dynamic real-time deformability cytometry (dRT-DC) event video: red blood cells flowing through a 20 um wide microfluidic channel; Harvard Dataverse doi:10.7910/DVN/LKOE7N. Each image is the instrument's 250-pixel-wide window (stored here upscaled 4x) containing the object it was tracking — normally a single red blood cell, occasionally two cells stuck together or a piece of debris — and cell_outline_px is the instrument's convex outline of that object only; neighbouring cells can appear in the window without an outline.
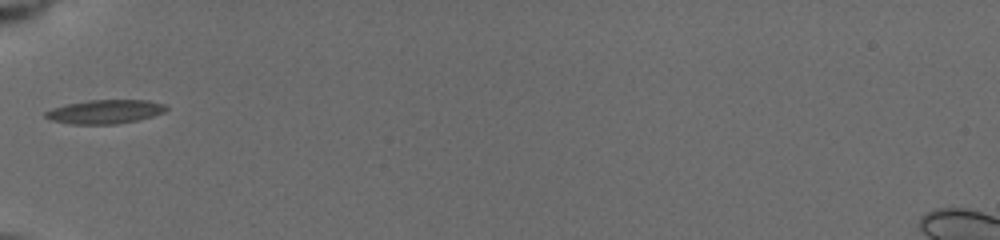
{"species": "common noctule bat (a hibernating species)", "species_latin": "Nyctalus noctula", "temperature_condition": "cold", "stored_images_in_passage": 31, "camera_frame_rate_fps": 3000, "um_per_image_px": 0.085, "animal": {"sex": "female", "body_mass_g": 19.5, "forearm_length_mm": 54.1}, "frame": {"image": 1, "passage_image": 1, "time_ms": 0.0, "image_size_px": [1000, 240], "cell_outline_px": [[168, 108], [164, 112], [152, 116], [136, 120], [116, 124], [72, 124], [52, 120], [44, 116], [44, 112], [52, 108], [68, 104], [88, 100], [148, 100], [164, 104]], "centroid_in_image_um": [8.92, 9.49], "position_along_channel_um": 76.1, "area_um2": 16.65}}
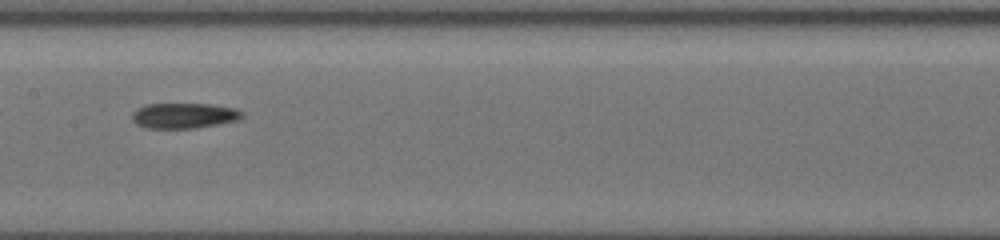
{"frame": {"image": 2, "passage_image": 9, "time_ms": 3.0, "image_size_px": [1000, 240], "cell_outline_px": [[244, 116], [236, 120], [196, 128], [148, 128], [136, 124], [132, 120], [132, 112], [136, 108], [144, 104], [208, 104], [236, 108], [244, 112]], "centroid_in_image_um": [15.61, 9.82], "position_along_channel_um": 191.8, "area_um2": 16.3}}
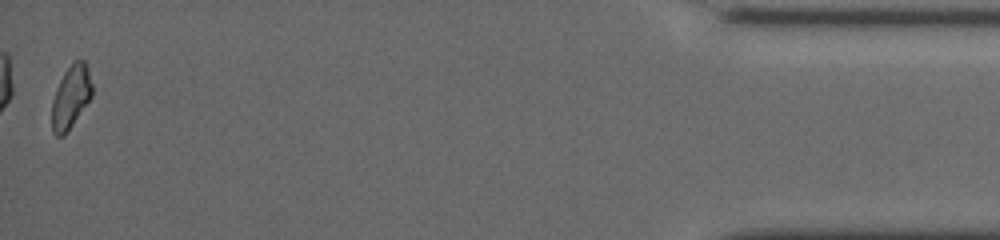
{"frame": {"image": 3, "passage_image": 31, "time_ms": 11.0, "image_size_px": [1000, 240], "cell_outline_px": [[92, 96], [64, 136], [56, 136], [52, 132], [52, 100], [60, 80], [64, 72], [76, 60], [84, 60], [88, 68], [92, 84]], "centroid_in_image_um": [6.02, 8.25], "position_along_channel_um": 429.2, "area_um2": 14.57}}